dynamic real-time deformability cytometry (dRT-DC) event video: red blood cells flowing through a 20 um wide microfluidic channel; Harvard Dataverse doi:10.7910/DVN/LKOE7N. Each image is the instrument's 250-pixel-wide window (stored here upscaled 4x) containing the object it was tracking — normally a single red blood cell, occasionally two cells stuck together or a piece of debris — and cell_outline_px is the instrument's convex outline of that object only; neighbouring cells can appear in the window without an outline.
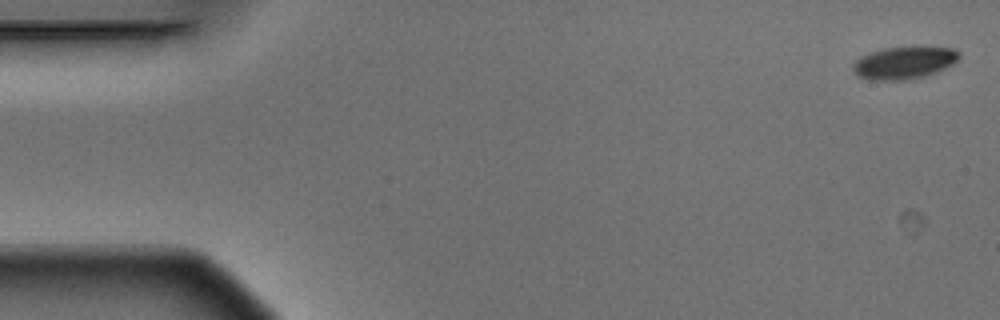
{"species": "Egyptian fruit bat (a non-hibernating species)", "species_latin": "Rousettus aegyptiacus", "temperature_condition": "warm", "stored_images_in_passage": 5, "camera_frame_rate_fps": 3000, "um_per_image_px": 0.085, "animal": {"sex": "male"}, "frame": {"image": 1, "passage_image": 1, "time_ms": 0.0, "image_size_px": [1000, 320], "cell_outline_px": [[960, 56], [952, 64], [936, 72], [924, 76], [904, 80], [872, 80], [860, 76], [852, 68], [852, 64], [860, 56], [884, 48], [924, 44], [952, 48], [960, 52]], "centroid_in_image_um": [76.89, 5.28], "position_along_channel_um": 8.1, "area_um2": 20.46}}
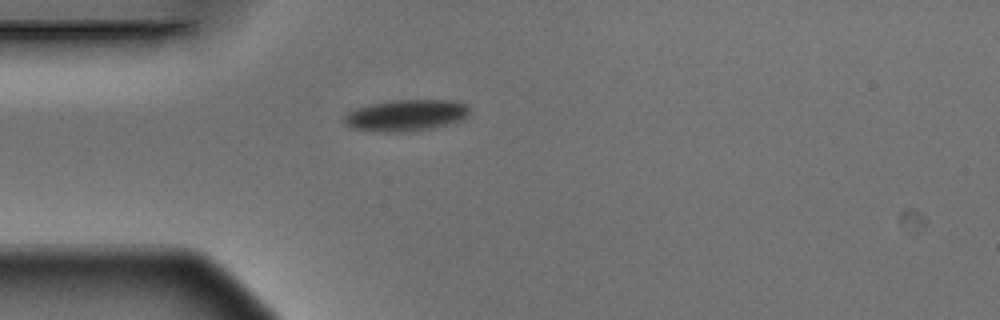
{"frame": {"image": 2, "passage_image": 4, "time_ms": 1.0, "image_size_px": [1000, 320], "cell_outline_px": [[468, 116], [464, 120], [428, 128], [404, 132], [380, 132], [348, 128], [344, 124], [344, 116], [348, 112], [356, 108], [368, 104], [392, 100], [456, 100], [468, 104]], "centroid_in_image_um": [34.48, 9.79], "position_along_channel_um": 50.5, "area_um2": 23.18}}